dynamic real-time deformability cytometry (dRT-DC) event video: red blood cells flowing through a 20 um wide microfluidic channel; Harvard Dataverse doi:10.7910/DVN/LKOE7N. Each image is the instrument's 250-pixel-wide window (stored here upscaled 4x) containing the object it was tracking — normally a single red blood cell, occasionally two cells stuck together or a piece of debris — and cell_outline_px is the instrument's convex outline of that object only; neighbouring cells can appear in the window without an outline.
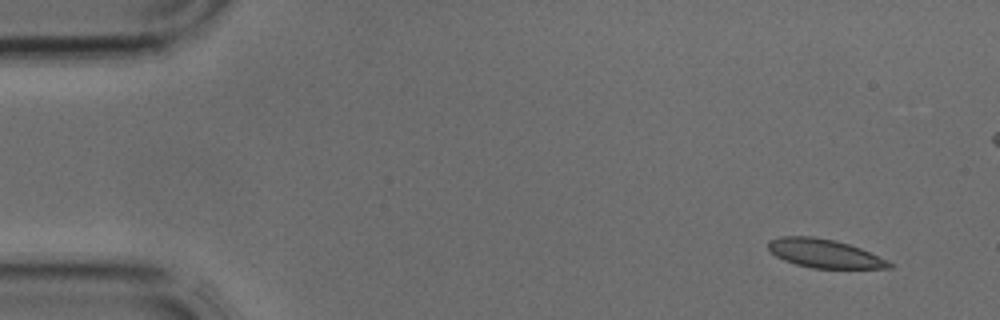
{"species": "common noctule bat (a hibernating species)", "species_latin": "Nyctalus noctula", "temperature_condition": "cold", "stored_images_in_passage": 4, "camera_frame_rate_fps": 3000, "um_per_image_px": 0.085, "animal": {"sex": "male", "body_mass_g": 17.9, "forearm_length_mm": 54.2}, "frame": {"image": 1, "passage_image": 1, "time_ms": 0.0, "image_size_px": [1000, 320], "cell_outline_px": [[896, 264], [892, 268], [812, 268], [796, 264], [784, 260], [776, 256], [768, 248], [768, 240], [780, 236], [812, 236], [832, 240], [848, 244], [860, 248], [888, 260]], "centroid_in_image_um": [70.08, 21.54], "position_along_channel_um": 14.9, "area_um2": 20.11}}